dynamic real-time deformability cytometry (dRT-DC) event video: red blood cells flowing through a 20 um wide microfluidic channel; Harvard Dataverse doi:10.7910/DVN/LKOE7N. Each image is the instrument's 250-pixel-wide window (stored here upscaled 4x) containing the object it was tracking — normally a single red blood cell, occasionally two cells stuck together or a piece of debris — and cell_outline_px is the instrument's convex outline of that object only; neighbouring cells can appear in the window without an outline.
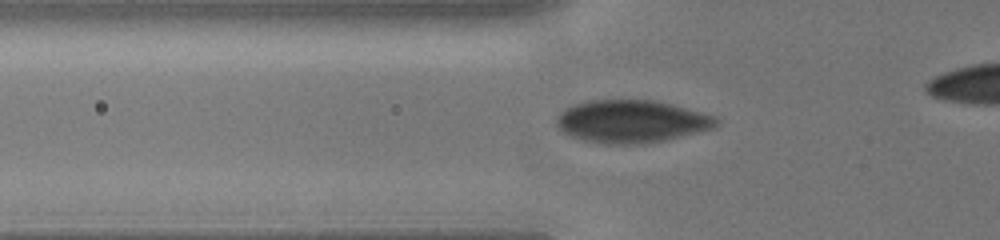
{"species": "human", "species_latin": "Homo sapiens", "temperature_condition": "cold", "stored_images_in_passage": 27, "camera_frame_rate_fps": 3000, "um_per_image_px": 0.085, "donor": {"sex": "male"}, "frame": {"image": 1, "passage_image": 3, "time_ms": 0.667, "image_size_px": [1000, 240], "cell_outline_px": [[720, 124], [716, 128], [664, 140], [644, 144], [604, 144], [580, 140], [568, 136], [556, 124], [556, 116], [560, 112], [576, 104], [588, 100], [652, 100], [672, 104], [716, 116], [720, 120]], "centroid_in_image_um": [53.7, 10.33], "position_along_channel_um": 72.1, "area_um2": 40.0}}
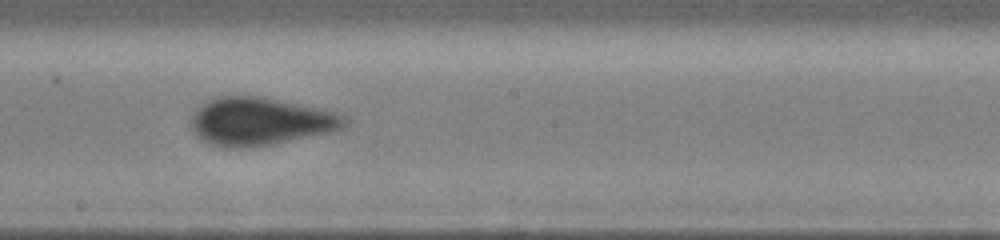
{"frame": {"image": 2, "passage_image": 13, "time_ms": 4.0, "image_size_px": [1000, 240], "cell_outline_px": [[348, 124], [344, 128], [332, 132], [252, 148], [228, 148], [212, 144], [196, 136], [192, 128], [192, 116], [208, 100], [220, 96], [260, 96], [316, 108], [332, 112], [344, 116], [348, 120]], "centroid_in_image_um": [22.13, 10.34], "position_along_channel_um": 226.1, "area_um2": 42.37}}
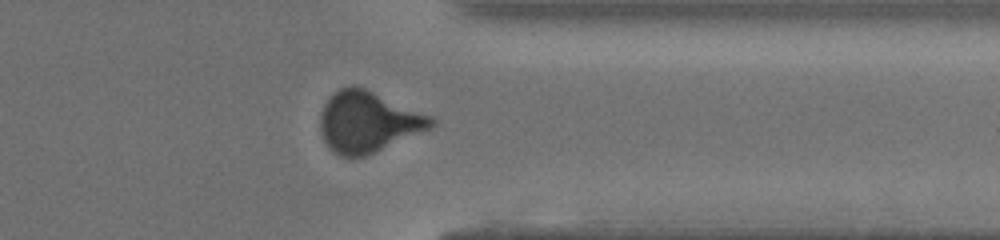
{"frame": {"image": 3, "passage_image": 23, "time_ms": 7.333, "image_size_px": [1000, 240], "cell_outline_px": [[436, 124], [432, 128], [364, 156], [340, 156], [328, 148], [324, 140], [320, 128], [320, 112], [324, 104], [340, 88], [352, 84], [364, 88], [432, 116], [436, 120]], "centroid_in_image_um": [31.28, 10.35], "position_along_channel_um": 380.1, "area_um2": 39.02}}